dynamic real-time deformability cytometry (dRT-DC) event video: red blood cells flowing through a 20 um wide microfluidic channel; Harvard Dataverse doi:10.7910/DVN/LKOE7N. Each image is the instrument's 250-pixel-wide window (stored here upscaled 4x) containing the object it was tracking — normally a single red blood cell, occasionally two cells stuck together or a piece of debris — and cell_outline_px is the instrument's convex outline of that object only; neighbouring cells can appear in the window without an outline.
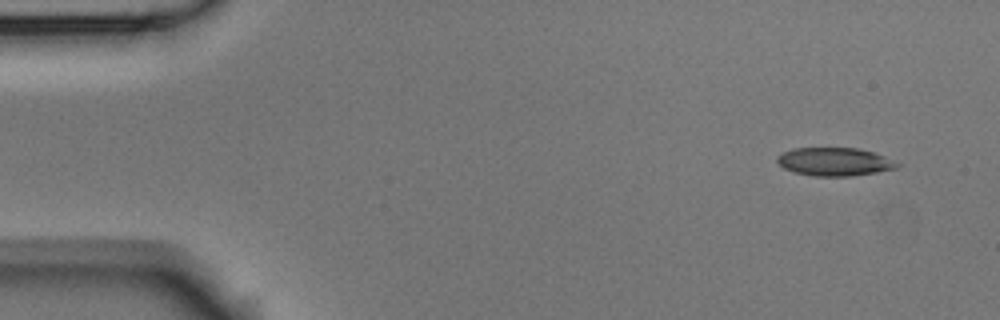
{"species": "Egyptian fruit bat (a non-hibernating species)", "species_latin": "Rousettus aegyptiacus", "temperature_condition": "room temperature", "stored_images_in_passage": 4, "camera_frame_rate_fps": 3000, "um_per_image_px": 0.085, "animal": {"sex": "male"}, "frame": {"image": 1, "passage_image": 1, "time_ms": 0.0, "image_size_px": [1000, 320], "cell_outline_px": [[900, 164], [896, 168], [876, 172], [848, 176], [816, 176], [796, 172], [784, 168], [776, 160], [776, 156], [792, 148], [860, 148], [884, 156]], "centroid_in_image_um": [70.92, 13.74], "position_along_channel_um": 14.1, "area_um2": 19.48}}